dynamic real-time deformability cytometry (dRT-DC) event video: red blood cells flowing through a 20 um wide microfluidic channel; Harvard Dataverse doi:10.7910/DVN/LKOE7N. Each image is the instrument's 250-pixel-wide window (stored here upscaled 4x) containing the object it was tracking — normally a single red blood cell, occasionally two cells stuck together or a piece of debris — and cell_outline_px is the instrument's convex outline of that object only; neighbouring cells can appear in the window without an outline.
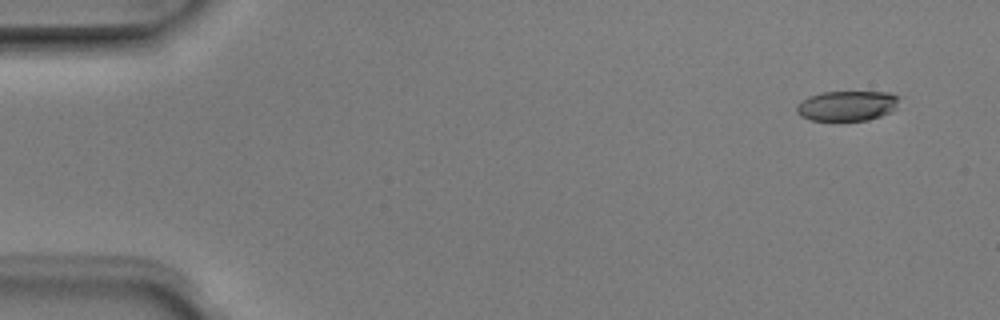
{"species": "Egyptian fruit bat (a non-hibernating species)", "species_latin": "Rousettus aegyptiacus", "temperature_condition": "room temperature", "stored_images_in_passage": 7, "camera_frame_rate_fps": 3000, "um_per_image_px": 0.085, "animal": {"sex": "male"}, "frame": {"image": 1, "passage_image": 1, "time_ms": 0.0, "image_size_px": [1000, 320], "cell_outline_px": [[900, 96], [896, 108], [892, 112], [868, 120], [812, 120], [800, 116], [796, 112], [796, 108], [808, 96], [824, 92], [888, 92]], "centroid_in_image_um": [72.04, 8.99], "position_along_channel_um": 13.0, "area_um2": 17.92}}
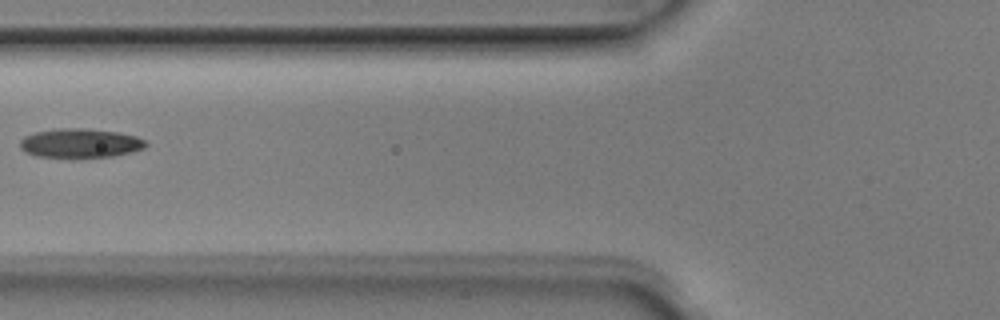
{"frame": {"image": 2, "passage_image": 6, "time_ms": 1.667, "image_size_px": [1000, 320], "cell_outline_px": [[148, 144], [144, 148], [132, 152], [112, 156], [76, 160], [68, 160], [36, 156], [24, 152], [20, 148], [20, 140], [24, 136], [36, 132], [56, 128], [84, 128], [116, 132], [136, 136], [144, 140]], "centroid_in_image_um": [6.77, 12.21], "position_along_channel_um": 119.0, "area_um2": 22.25}}
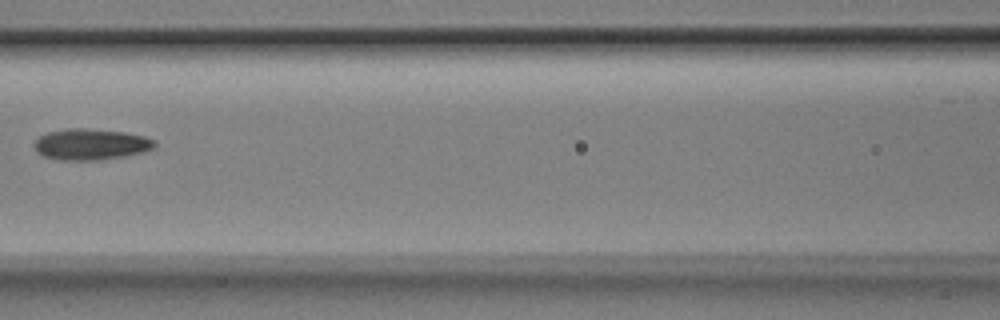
{"frame": {"image": 3, "passage_image": 7, "time_ms": 2.0, "image_size_px": [1000, 320], "cell_outline_px": [[156, 144], [152, 148], [144, 152], [128, 156], [100, 160], [60, 160], [40, 156], [36, 152], [32, 144], [40, 136], [48, 132], [68, 128], [84, 128], [124, 132], [144, 136], [156, 140]], "centroid_in_image_um": [7.7, 12.28], "position_along_channel_um": 158.9, "area_um2": 22.14}}